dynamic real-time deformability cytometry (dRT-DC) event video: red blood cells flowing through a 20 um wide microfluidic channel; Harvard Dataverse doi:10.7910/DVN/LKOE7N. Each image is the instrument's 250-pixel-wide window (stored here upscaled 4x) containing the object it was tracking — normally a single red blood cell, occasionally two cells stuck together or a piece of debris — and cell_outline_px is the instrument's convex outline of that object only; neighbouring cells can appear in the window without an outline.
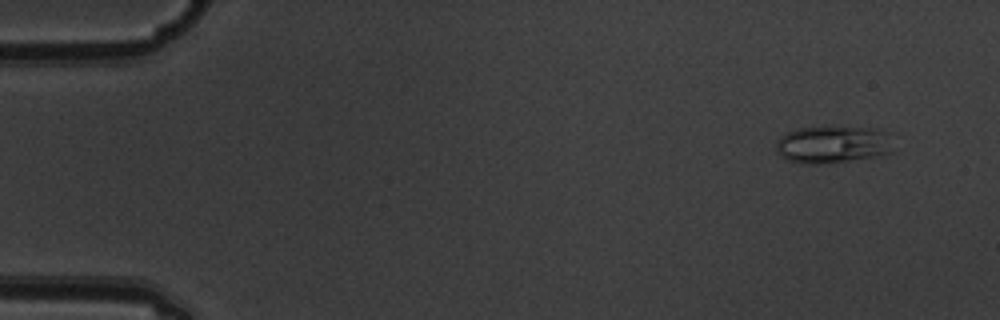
{"species": "common noctule bat (a hibernating species)", "species_latin": "Nyctalus noctula", "temperature_condition": "warm", "stored_images_in_passage": 8, "camera_frame_rate_fps": 3000, "um_per_image_px": 0.085, "animal": {"sex": "male", "body_mass_g": 19.5, "forearm_length_mm": 54.6}, "frame": {"image": 1, "passage_image": 1, "time_ms": 0.0, "image_size_px": [1000, 320], "cell_outline_px": [[892, 152], [872, 156], [848, 160], [820, 164], [804, 164], [788, 160], [776, 152], [776, 144], [784, 132], [800, 128], [824, 124], [876, 128], [884, 132]], "centroid_in_image_um": [70.68, 12.23], "position_along_channel_um": 14.3, "area_um2": 25.72}}
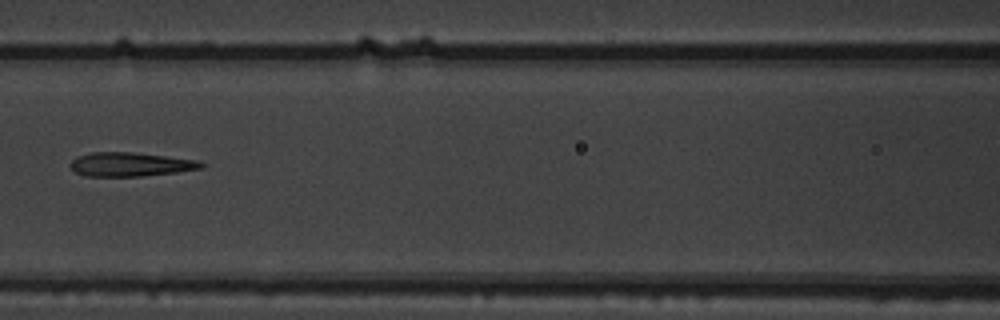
{"frame": {"image": 2, "passage_image": 7, "time_ms": 2.0, "image_size_px": [1000, 320], "cell_outline_px": [[204, 168], [176, 172], [140, 176], [88, 176], [76, 172], [68, 164], [76, 156], [92, 152], [132, 152], [196, 160], [204, 164]], "centroid_in_image_um": [11.05, 13.97], "position_along_channel_um": 155.5, "area_um2": 18.09}}
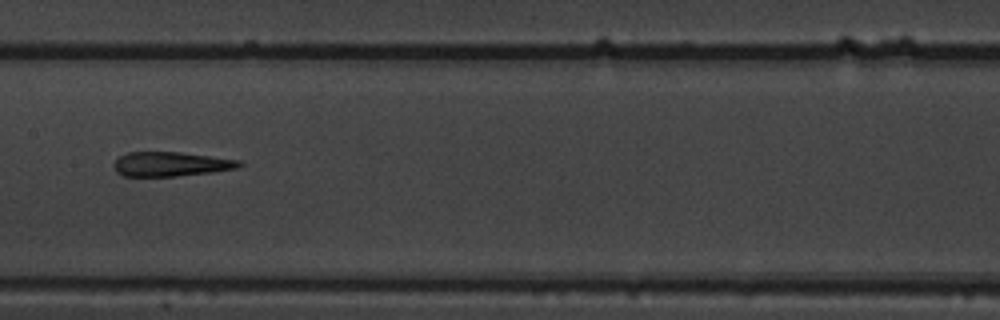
{"frame": {"image": 3, "passage_image": 8, "time_ms": 2.333, "image_size_px": [1000, 320], "cell_outline_px": [[244, 164], [240, 168], [212, 172], [176, 176], [124, 176], [116, 172], [112, 164], [120, 156], [128, 152], [180, 152], [240, 160]], "centroid_in_image_um": [14.54, 13.95], "position_along_channel_um": 192.9, "area_um2": 17.92}}